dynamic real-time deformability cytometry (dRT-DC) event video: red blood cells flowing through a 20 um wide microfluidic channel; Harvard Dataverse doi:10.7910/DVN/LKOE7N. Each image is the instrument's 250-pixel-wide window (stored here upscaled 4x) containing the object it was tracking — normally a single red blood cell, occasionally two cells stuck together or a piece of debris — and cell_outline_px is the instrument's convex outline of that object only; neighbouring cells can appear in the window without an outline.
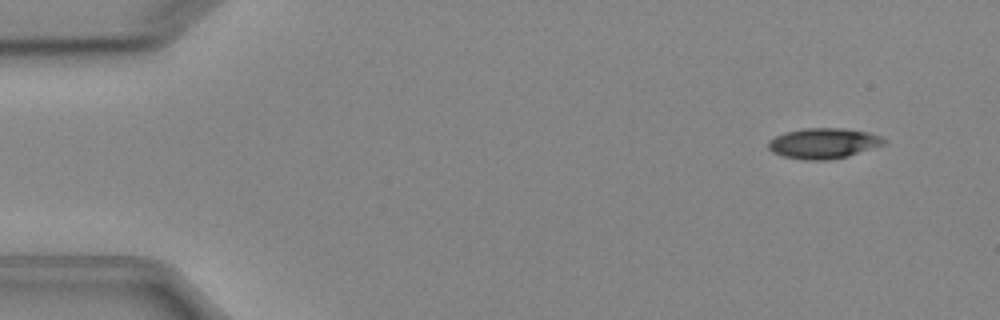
{"species": "Egyptian fruit bat (a non-hibernating species)", "species_latin": "Rousettus aegyptiacus", "temperature_condition": "cold", "stored_images_in_passage": 4, "camera_frame_rate_fps": 3000, "um_per_image_px": 0.085, "animal": {"sex": "female"}, "frame": {"image": 1, "passage_image": 1, "time_ms": 0.0, "image_size_px": [1000, 320], "cell_outline_px": [[884, 144], [848, 156], [828, 160], [804, 160], [784, 156], [772, 152], [768, 148], [768, 140], [784, 132], [804, 128], [840, 128], [868, 132], [880, 136], [884, 140]], "centroid_in_image_um": [69.95, 12.18], "position_along_channel_um": 15.1, "area_um2": 20.4}}